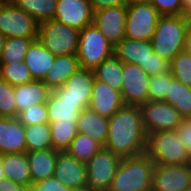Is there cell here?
I'll use <instances>...</instances> for the list:
<instances>
[{"mask_svg": "<svg viewBox=\"0 0 191 191\" xmlns=\"http://www.w3.org/2000/svg\"><path fill=\"white\" fill-rule=\"evenodd\" d=\"M147 135L139 106L124 105L109 118L105 148L121 158L146 152Z\"/></svg>", "mask_w": 191, "mask_h": 191, "instance_id": "obj_1", "label": "cell"}, {"mask_svg": "<svg viewBox=\"0 0 191 191\" xmlns=\"http://www.w3.org/2000/svg\"><path fill=\"white\" fill-rule=\"evenodd\" d=\"M189 23L183 15L160 16L150 40L153 51L171 61L177 53L186 50Z\"/></svg>", "mask_w": 191, "mask_h": 191, "instance_id": "obj_2", "label": "cell"}, {"mask_svg": "<svg viewBox=\"0 0 191 191\" xmlns=\"http://www.w3.org/2000/svg\"><path fill=\"white\" fill-rule=\"evenodd\" d=\"M154 166L146 153L122 158L108 191H152Z\"/></svg>", "mask_w": 191, "mask_h": 191, "instance_id": "obj_3", "label": "cell"}, {"mask_svg": "<svg viewBox=\"0 0 191 191\" xmlns=\"http://www.w3.org/2000/svg\"><path fill=\"white\" fill-rule=\"evenodd\" d=\"M145 153L158 166L191 164V157L175 130L148 134Z\"/></svg>", "mask_w": 191, "mask_h": 191, "instance_id": "obj_4", "label": "cell"}, {"mask_svg": "<svg viewBox=\"0 0 191 191\" xmlns=\"http://www.w3.org/2000/svg\"><path fill=\"white\" fill-rule=\"evenodd\" d=\"M80 31L52 19L39 23L38 40L54 56L77 54Z\"/></svg>", "mask_w": 191, "mask_h": 191, "instance_id": "obj_5", "label": "cell"}, {"mask_svg": "<svg viewBox=\"0 0 191 191\" xmlns=\"http://www.w3.org/2000/svg\"><path fill=\"white\" fill-rule=\"evenodd\" d=\"M114 54V47L92 23L80 30L77 59L81 68L95 69Z\"/></svg>", "mask_w": 191, "mask_h": 191, "instance_id": "obj_6", "label": "cell"}, {"mask_svg": "<svg viewBox=\"0 0 191 191\" xmlns=\"http://www.w3.org/2000/svg\"><path fill=\"white\" fill-rule=\"evenodd\" d=\"M160 16L157 9L148 1L128 5L125 37L138 41H150Z\"/></svg>", "mask_w": 191, "mask_h": 191, "instance_id": "obj_7", "label": "cell"}, {"mask_svg": "<svg viewBox=\"0 0 191 191\" xmlns=\"http://www.w3.org/2000/svg\"><path fill=\"white\" fill-rule=\"evenodd\" d=\"M122 158L103 147L87 163V191H108Z\"/></svg>", "mask_w": 191, "mask_h": 191, "instance_id": "obj_8", "label": "cell"}, {"mask_svg": "<svg viewBox=\"0 0 191 191\" xmlns=\"http://www.w3.org/2000/svg\"><path fill=\"white\" fill-rule=\"evenodd\" d=\"M0 32L6 38L38 39L39 22L8 2L0 5Z\"/></svg>", "mask_w": 191, "mask_h": 191, "instance_id": "obj_9", "label": "cell"}, {"mask_svg": "<svg viewBox=\"0 0 191 191\" xmlns=\"http://www.w3.org/2000/svg\"><path fill=\"white\" fill-rule=\"evenodd\" d=\"M146 135L157 131L175 130L182 115L166 101H146L139 106Z\"/></svg>", "mask_w": 191, "mask_h": 191, "instance_id": "obj_10", "label": "cell"}, {"mask_svg": "<svg viewBox=\"0 0 191 191\" xmlns=\"http://www.w3.org/2000/svg\"><path fill=\"white\" fill-rule=\"evenodd\" d=\"M122 100L125 105L140 106L149 101V82L151 76L139 65L123 63Z\"/></svg>", "mask_w": 191, "mask_h": 191, "instance_id": "obj_11", "label": "cell"}, {"mask_svg": "<svg viewBox=\"0 0 191 191\" xmlns=\"http://www.w3.org/2000/svg\"><path fill=\"white\" fill-rule=\"evenodd\" d=\"M127 6L103 8L94 12L93 24L115 47L125 38Z\"/></svg>", "mask_w": 191, "mask_h": 191, "instance_id": "obj_12", "label": "cell"}, {"mask_svg": "<svg viewBox=\"0 0 191 191\" xmlns=\"http://www.w3.org/2000/svg\"><path fill=\"white\" fill-rule=\"evenodd\" d=\"M53 177L73 191H87L86 163L66 151L58 152Z\"/></svg>", "mask_w": 191, "mask_h": 191, "instance_id": "obj_13", "label": "cell"}, {"mask_svg": "<svg viewBox=\"0 0 191 191\" xmlns=\"http://www.w3.org/2000/svg\"><path fill=\"white\" fill-rule=\"evenodd\" d=\"M191 188V164L153 169L152 191H184Z\"/></svg>", "mask_w": 191, "mask_h": 191, "instance_id": "obj_14", "label": "cell"}, {"mask_svg": "<svg viewBox=\"0 0 191 191\" xmlns=\"http://www.w3.org/2000/svg\"><path fill=\"white\" fill-rule=\"evenodd\" d=\"M94 80L95 75L93 70L79 67L62 87H58L52 92L60 99L81 101L88 108Z\"/></svg>", "mask_w": 191, "mask_h": 191, "instance_id": "obj_15", "label": "cell"}, {"mask_svg": "<svg viewBox=\"0 0 191 191\" xmlns=\"http://www.w3.org/2000/svg\"><path fill=\"white\" fill-rule=\"evenodd\" d=\"M93 17L89 0H57L54 19L69 27L80 31L93 23Z\"/></svg>", "mask_w": 191, "mask_h": 191, "instance_id": "obj_16", "label": "cell"}, {"mask_svg": "<svg viewBox=\"0 0 191 191\" xmlns=\"http://www.w3.org/2000/svg\"><path fill=\"white\" fill-rule=\"evenodd\" d=\"M121 92L106 83L94 80L92 96L88 108L100 116L111 118L123 106Z\"/></svg>", "mask_w": 191, "mask_h": 191, "instance_id": "obj_17", "label": "cell"}, {"mask_svg": "<svg viewBox=\"0 0 191 191\" xmlns=\"http://www.w3.org/2000/svg\"><path fill=\"white\" fill-rule=\"evenodd\" d=\"M26 152L25 126L17 117H0V155Z\"/></svg>", "mask_w": 191, "mask_h": 191, "instance_id": "obj_18", "label": "cell"}, {"mask_svg": "<svg viewBox=\"0 0 191 191\" xmlns=\"http://www.w3.org/2000/svg\"><path fill=\"white\" fill-rule=\"evenodd\" d=\"M153 53L151 41L124 38L114 47V54L123 63L139 65L147 73V60Z\"/></svg>", "mask_w": 191, "mask_h": 191, "instance_id": "obj_19", "label": "cell"}, {"mask_svg": "<svg viewBox=\"0 0 191 191\" xmlns=\"http://www.w3.org/2000/svg\"><path fill=\"white\" fill-rule=\"evenodd\" d=\"M17 116L29 106L46 103L52 90L42 81L34 80L30 83L14 87Z\"/></svg>", "mask_w": 191, "mask_h": 191, "instance_id": "obj_20", "label": "cell"}, {"mask_svg": "<svg viewBox=\"0 0 191 191\" xmlns=\"http://www.w3.org/2000/svg\"><path fill=\"white\" fill-rule=\"evenodd\" d=\"M49 122L77 123L79 114L87 107L81 102L71 99H60L53 92L46 102Z\"/></svg>", "mask_w": 191, "mask_h": 191, "instance_id": "obj_21", "label": "cell"}, {"mask_svg": "<svg viewBox=\"0 0 191 191\" xmlns=\"http://www.w3.org/2000/svg\"><path fill=\"white\" fill-rule=\"evenodd\" d=\"M76 126L79 133L87 134L103 147L105 146L108 135L109 118L100 116L98 113L86 108L79 114Z\"/></svg>", "mask_w": 191, "mask_h": 191, "instance_id": "obj_22", "label": "cell"}, {"mask_svg": "<svg viewBox=\"0 0 191 191\" xmlns=\"http://www.w3.org/2000/svg\"><path fill=\"white\" fill-rule=\"evenodd\" d=\"M58 152L54 149L26 152L32 183L53 177Z\"/></svg>", "mask_w": 191, "mask_h": 191, "instance_id": "obj_23", "label": "cell"}, {"mask_svg": "<svg viewBox=\"0 0 191 191\" xmlns=\"http://www.w3.org/2000/svg\"><path fill=\"white\" fill-rule=\"evenodd\" d=\"M79 67L76 54L55 56L51 68L42 81L53 91L62 87Z\"/></svg>", "mask_w": 191, "mask_h": 191, "instance_id": "obj_24", "label": "cell"}, {"mask_svg": "<svg viewBox=\"0 0 191 191\" xmlns=\"http://www.w3.org/2000/svg\"><path fill=\"white\" fill-rule=\"evenodd\" d=\"M54 59L55 56L36 39L31 43L24 63L28 66L34 80H43L51 68Z\"/></svg>", "mask_w": 191, "mask_h": 191, "instance_id": "obj_25", "label": "cell"}, {"mask_svg": "<svg viewBox=\"0 0 191 191\" xmlns=\"http://www.w3.org/2000/svg\"><path fill=\"white\" fill-rule=\"evenodd\" d=\"M2 166L7 179L31 186L32 178L26 152L2 154Z\"/></svg>", "mask_w": 191, "mask_h": 191, "instance_id": "obj_26", "label": "cell"}, {"mask_svg": "<svg viewBox=\"0 0 191 191\" xmlns=\"http://www.w3.org/2000/svg\"><path fill=\"white\" fill-rule=\"evenodd\" d=\"M123 62L113 54L93 69L95 79L121 92L123 85Z\"/></svg>", "mask_w": 191, "mask_h": 191, "instance_id": "obj_27", "label": "cell"}, {"mask_svg": "<svg viewBox=\"0 0 191 191\" xmlns=\"http://www.w3.org/2000/svg\"><path fill=\"white\" fill-rule=\"evenodd\" d=\"M11 2L39 23L54 19L57 9V0H12Z\"/></svg>", "mask_w": 191, "mask_h": 191, "instance_id": "obj_28", "label": "cell"}, {"mask_svg": "<svg viewBox=\"0 0 191 191\" xmlns=\"http://www.w3.org/2000/svg\"><path fill=\"white\" fill-rule=\"evenodd\" d=\"M167 103L174 106L183 118H191V87L174 79L167 93Z\"/></svg>", "mask_w": 191, "mask_h": 191, "instance_id": "obj_29", "label": "cell"}, {"mask_svg": "<svg viewBox=\"0 0 191 191\" xmlns=\"http://www.w3.org/2000/svg\"><path fill=\"white\" fill-rule=\"evenodd\" d=\"M26 152L53 149L49 123L25 126Z\"/></svg>", "mask_w": 191, "mask_h": 191, "instance_id": "obj_30", "label": "cell"}, {"mask_svg": "<svg viewBox=\"0 0 191 191\" xmlns=\"http://www.w3.org/2000/svg\"><path fill=\"white\" fill-rule=\"evenodd\" d=\"M102 148L99 142L78 132L65 151L77 160L87 163Z\"/></svg>", "mask_w": 191, "mask_h": 191, "instance_id": "obj_31", "label": "cell"}, {"mask_svg": "<svg viewBox=\"0 0 191 191\" xmlns=\"http://www.w3.org/2000/svg\"><path fill=\"white\" fill-rule=\"evenodd\" d=\"M36 39L23 37L6 38L0 55V63L24 62L31 43Z\"/></svg>", "mask_w": 191, "mask_h": 191, "instance_id": "obj_32", "label": "cell"}, {"mask_svg": "<svg viewBox=\"0 0 191 191\" xmlns=\"http://www.w3.org/2000/svg\"><path fill=\"white\" fill-rule=\"evenodd\" d=\"M49 125L53 149L65 151L78 133L76 123L57 121L49 122Z\"/></svg>", "mask_w": 191, "mask_h": 191, "instance_id": "obj_33", "label": "cell"}, {"mask_svg": "<svg viewBox=\"0 0 191 191\" xmlns=\"http://www.w3.org/2000/svg\"><path fill=\"white\" fill-rule=\"evenodd\" d=\"M0 78L14 87L34 81L28 66L24 62L0 63Z\"/></svg>", "mask_w": 191, "mask_h": 191, "instance_id": "obj_34", "label": "cell"}, {"mask_svg": "<svg viewBox=\"0 0 191 191\" xmlns=\"http://www.w3.org/2000/svg\"><path fill=\"white\" fill-rule=\"evenodd\" d=\"M170 72L174 79L191 87V54L187 49L177 53L170 61Z\"/></svg>", "mask_w": 191, "mask_h": 191, "instance_id": "obj_35", "label": "cell"}, {"mask_svg": "<svg viewBox=\"0 0 191 191\" xmlns=\"http://www.w3.org/2000/svg\"><path fill=\"white\" fill-rule=\"evenodd\" d=\"M174 80L171 72L161 73L151 76L149 82V100L164 101L170 89V84Z\"/></svg>", "mask_w": 191, "mask_h": 191, "instance_id": "obj_36", "label": "cell"}, {"mask_svg": "<svg viewBox=\"0 0 191 191\" xmlns=\"http://www.w3.org/2000/svg\"><path fill=\"white\" fill-rule=\"evenodd\" d=\"M0 117H17L14 86L0 78Z\"/></svg>", "mask_w": 191, "mask_h": 191, "instance_id": "obj_37", "label": "cell"}, {"mask_svg": "<svg viewBox=\"0 0 191 191\" xmlns=\"http://www.w3.org/2000/svg\"><path fill=\"white\" fill-rule=\"evenodd\" d=\"M24 126L49 123L46 103L29 106L17 116Z\"/></svg>", "mask_w": 191, "mask_h": 191, "instance_id": "obj_38", "label": "cell"}, {"mask_svg": "<svg viewBox=\"0 0 191 191\" xmlns=\"http://www.w3.org/2000/svg\"><path fill=\"white\" fill-rule=\"evenodd\" d=\"M161 16L183 15L184 0H146Z\"/></svg>", "mask_w": 191, "mask_h": 191, "instance_id": "obj_39", "label": "cell"}, {"mask_svg": "<svg viewBox=\"0 0 191 191\" xmlns=\"http://www.w3.org/2000/svg\"><path fill=\"white\" fill-rule=\"evenodd\" d=\"M166 72H170V61L160 57L153 51L147 60V74L154 76Z\"/></svg>", "mask_w": 191, "mask_h": 191, "instance_id": "obj_40", "label": "cell"}, {"mask_svg": "<svg viewBox=\"0 0 191 191\" xmlns=\"http://www.w3.org/2000/svg\"><path fill=\"white\" fill-rule=\"evenodd\" d=\"M30 191H73L61 184L56 178L51 177L36 183H32Z\"/></svg>", "mask_w": 191, "mask_h": 191, "instance_id": "obj_41", "label": "cell"}, {"mask_svg": "<svg viewBox=\"0 0 191 191\" xmlns=\"http://www.w3.org/2000/svg\"><path fill=\"white\" fill-rule=\"evenodd\" d=\"M175 132L191 157V118H183Z\"/></svg>", "mask_w": 191, "mask_h": 191, "instance_id": "obj_42", "label": "cell"}, {"mask_svg": "<svg viewBox=\"0 0 191 191\" xmlns=\"http://www.w3.org/2000/svg\"><path fill=\"white\" fill-rule=\"evenodd\" d=\"M0 191H30V187L17 184L5 177L0 180Z\"/></svg>", "mask_w": 191, "mask_h": 191, "instance_id": "obj_43", "label": "cell"}, {"mask_svg": "<svg viewBox=\"0 0 191 191\" xmlns=\"http://www.w3.org/2000/svg\"><path fill=\"white\" fill-rule=\"evenodd\" d=\"M93 12L101 10L103 8L121 6L122 0H89Z\"/></svg>", "mask_w": 191, "mask_h": 191, "instance_id": "obj_44", "label": "cell"}, {"mask_svg": "<svg viewBox=\"0 0 191 191\" xmlns=\"http://www.w3.org/2000/svg\"><path fill=\"white\" fill-rule=\"evenodd\" d=\"M183 16L191 21V0H184Z\"/></svg>", "mask_w": 191, "mask_h": 191, "instance_id": "obj_45", "label": "cell"}, {"mask_svg": "<svg viewBox=\"0 0 191 191\" xmlns=\"http://www.w3.org/2000/svg\"><path fill=\"white\" fill-rule=\"evenodd\" d=\"M187 51L191 54V21L189 23L188 29V41H187Z\"/></svg>", "mask_w": 191, "mask_h": 191, "instance_id": "obj_46", "label": "cell"}, {"mask_svg": "<svg viewBox=\"0 0 191 191\" xmlns=\"http://www.w3.org/2000/svg\"><path fill=\"white\" fill-rule=\"evenodd\" d=\"M143 1H146V0H122V3L123 5H131V4H135V3H138V2H143Z\"/></svg>", "mask_w": 191, "mask_h": 191, "instance_id": "obj_47", "label": "cell"}, {"mask_svg": "<svg viewBox=\"0 0 191 191\" xmlns=\"http://www.w3.org/2000/svg\"><path fill=\"white\" fill-rule=\"evenodd\" d=\"M6 37L0 32V55L4 47Z\"/></svg>", "mask_w": 191, "mask_h": 191, "instance_id": "obj_48", "label": "cell"}, {"mask_svg": "<svg viewBox=\"0 0 191 191\" xmlns=\"http://www.w3.org/2000/svg\"><path fill=\"white\" fill-rule=\"evenodd\" d=\"M3 178H5V173L2 166V155H0V180H2Z\"/></svg>", "mask_w": 191, "mask_h": 191, "instance_id": "obj_49", "label": "cell"}, {"mask_svg": "<svg viewBox=\"0 0 191 191\" xmlns=\"http://www.w3.org/2000/svg\"><path fill=\"white\" fill-rule=\"evenodd\" d=\"M10 2V0H0V5Z\"/></svg>", "mask_w": 191, "mask_h": 191, "instance_id": "obj_50", "label": "cell"}]
</instances>
